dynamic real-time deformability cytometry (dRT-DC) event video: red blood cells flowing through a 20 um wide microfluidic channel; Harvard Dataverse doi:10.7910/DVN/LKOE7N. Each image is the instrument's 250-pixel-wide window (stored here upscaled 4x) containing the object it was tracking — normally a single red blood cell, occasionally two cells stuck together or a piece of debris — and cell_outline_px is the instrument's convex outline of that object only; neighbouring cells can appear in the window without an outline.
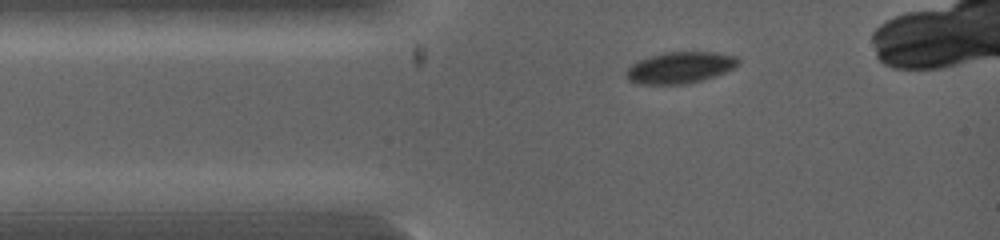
{"species": "common noctule bat (a hibernating species)", "species_latin": "Nyctalus noctula", "temperature_condition": "warm", "stored_images_in_passage": 3, "camera_frame_rate_fps": 5000, "um_per_image_px": 0.085, "animal": {"sex": "female", "body_mass_g": 19.0, "forearm_length_mm": 53.3}, "frame": {"image": 1, "passage_image": 1, "time_ms": 0.0, "image_size_px": [1000, 240], "cell_outline_px": [[740, 64], [724, 72], [688, 84], [636, 84], [628, 80], [628, 68], [632, 64], [648, 56], [664, 52], [716, 52], [736, 56], [740, 60]], "centroid_in_image_um": [57.81, 5.74], "position_along_channel_um": 27.2, "area_um2": 20.35}}